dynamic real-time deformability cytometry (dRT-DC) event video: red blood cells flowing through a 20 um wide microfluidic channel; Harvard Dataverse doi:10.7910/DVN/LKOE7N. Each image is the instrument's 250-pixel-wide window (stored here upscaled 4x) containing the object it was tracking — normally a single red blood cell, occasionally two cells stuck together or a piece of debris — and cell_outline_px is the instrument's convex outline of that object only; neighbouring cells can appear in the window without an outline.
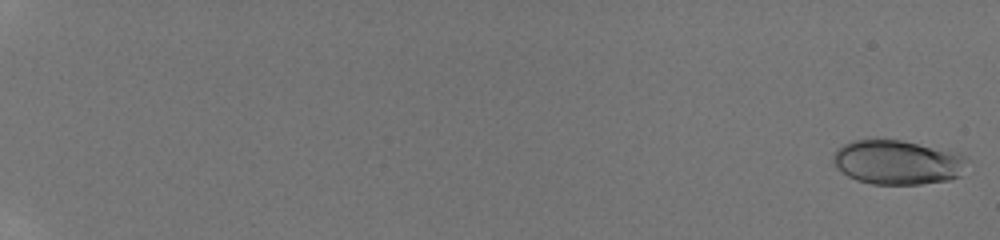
{"species": "human", "species_latin": "Homo sapiens", "temperature_condition": "room temperature", "stored_images_in_passage": 8, "camera_frame_rate_fps": 3000, "um_per_image_px": 0.085, "donor": {"sex": "male"}, "frame": {"image": 1, "passage_image": 1, "time_ms": 0.0, "image_size_px": [1000, 240], "cell_outline_px": [[972, 160], [960, 176], [948, 180], [920, 184], [872, 184], [856, 180], [848, 176], [832, 160], [832, 156], [836, 148], [852, 140], [900, 140], [956, 152], [968, 156]], "centroid_in_image_um": [76.35, 13.8], "position_along_channel_um": 8.7, "area_um2": 34.8}}
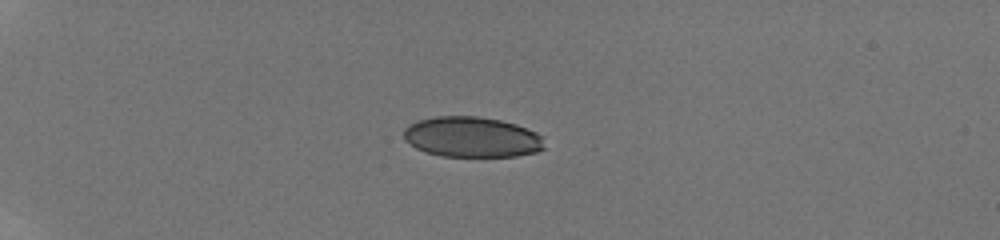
{"frame": {"image": 2, "passage_image": 6, "time_ms": 5.333, "image_size_px": [1000, 240], "cell_outline_px": [[544, 148], [536, 152], [516, 156], [440, 156], [424, 152], [416, 148], [404, 140], [404, 128], [420, 120], [436, 116], [476, 116], [500, 120], [516, 124], [536, 132], [544, 136]], "centroid_in_image_um": [40.13, 11.65], "position_along_channel_um": 44.9, "area_um2": 33.23}}